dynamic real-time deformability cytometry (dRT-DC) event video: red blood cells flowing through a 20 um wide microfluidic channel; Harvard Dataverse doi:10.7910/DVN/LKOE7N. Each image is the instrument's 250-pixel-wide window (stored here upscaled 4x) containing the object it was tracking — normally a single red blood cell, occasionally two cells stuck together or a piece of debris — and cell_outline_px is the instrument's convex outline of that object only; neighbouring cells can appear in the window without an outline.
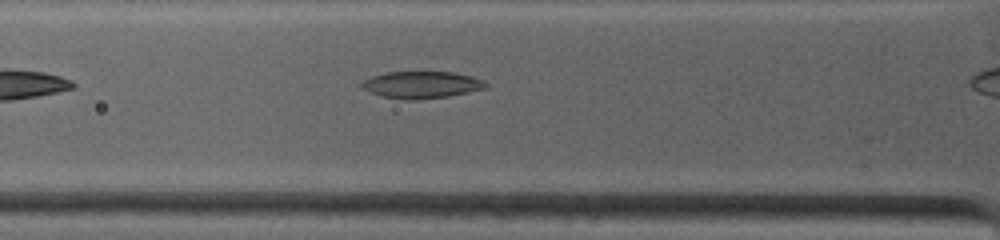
{"species": "common noctule bat (a hibernating species)", "species_latin": "Nyctalus noctula", "temperature_condition": "warm", "stored_images_in_passage": 9, "camera_frame_rate_fps": 4500, "um_per_image_px": 0.085, "animal": {"sex": "female", "body_mass_g": 19.0, "forearm_length_mm": 53.3}, "frame": {"image": 1, "passage_image": 4, "time_ms": 0.667, "image_size_px": [1000, 240], "cell_outline_px": [[488, 84], [484, 88], [468, 92], [448, 96], [416, 100], [404, 100], [380, 96], [364, 88], [360, 84], [364, 80], [372, 76], [384, 72], [452, 72], [472, 76], [484, 80]], "centroid_in_image_um": [35.83, 7.2], "position_along_channel_um": 90.0, "area_um2": 19.42}}
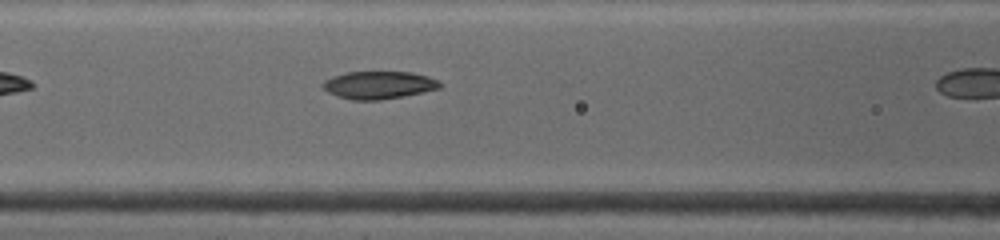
{"frame": {"image": 2, "passage_image": 8, "time_ms": 1.778, "image_size_px": [1000, 240], "cell_outline_px": [[444, 84], [440, 88], [424, 92], [404, 96], [380, 100], [352, 100], [336, 96], [328, 92], [320, 84], [324, 80], [332, 76], [348, 72], [412, 72], [428, 76], [440, 80]], "centroid_in_image_um": [32.22, 7.23], "position_along_channel_um": 134.4, "area_um2": 19.13}}